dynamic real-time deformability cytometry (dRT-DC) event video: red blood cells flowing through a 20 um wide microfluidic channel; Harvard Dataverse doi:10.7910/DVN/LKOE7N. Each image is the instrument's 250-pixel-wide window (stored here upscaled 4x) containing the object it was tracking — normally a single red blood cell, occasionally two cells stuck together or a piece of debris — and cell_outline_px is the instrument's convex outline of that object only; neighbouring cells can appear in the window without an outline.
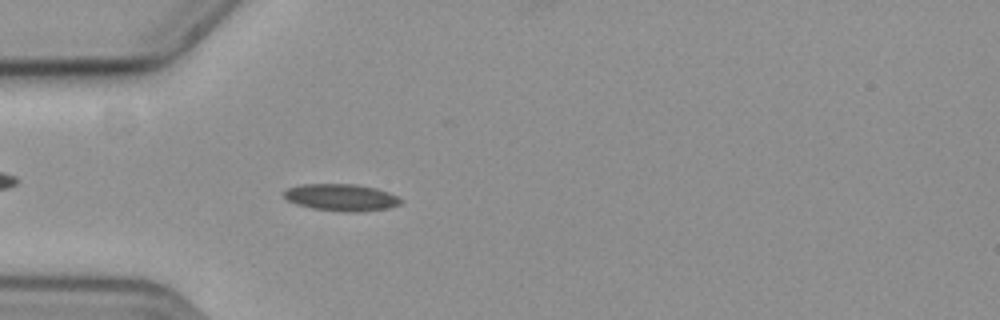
{"species": "common noctule bat (a hibernating species)", "species_latin": "Nyctalus noctula", "temperature_condition": "cold", "stored_images_in_passage": 58, "camera_frame_rate_fps": 3000, "um_per_image_px": 0.085, "animal": {"sex": "female", "body_mass_g": 19.3, "forearm_length_mm": 54.1}, "frame": {"image": 1, "passage_image": 17, "time_ms": 5.333, "image_size_px": [1000, 320], "cell_outline_px": [[404, 200], [400, 204], [388, 208], [364, 212], [344, 212], [312, 208], [296, 204], [288, 200], [280, 192], [288, 188], [304, 184], [356, 184], [376, 188], [388, 192]], "centroid_in_image_um": [29.01, 16.79], "position_along_channel_um": 56.0, "area_um2": 18.5}}
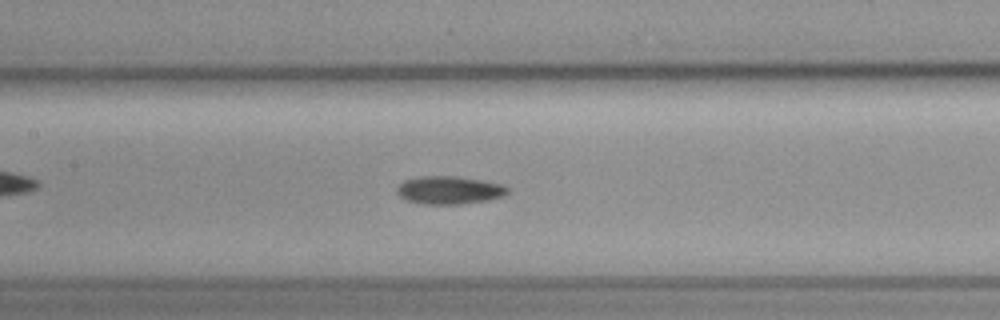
{"frame": {"image": 2, "passage_image": 27, "time_ms": 8.667, "image_size_px": [1000, 320], "cell_outline_px": [[508, 192], [504, 196], [488, 200], [460, 204], [420, 204], [404, 200], [396, 192], [396, 188], [404, 180], [424, 176], [452, 176], [484, 180], [504, 184], [508, 188]], "centroid_in_image_um": [38.19, 16.17], "position_along_channel_um": 169.2, "area_um2": 18.21}}
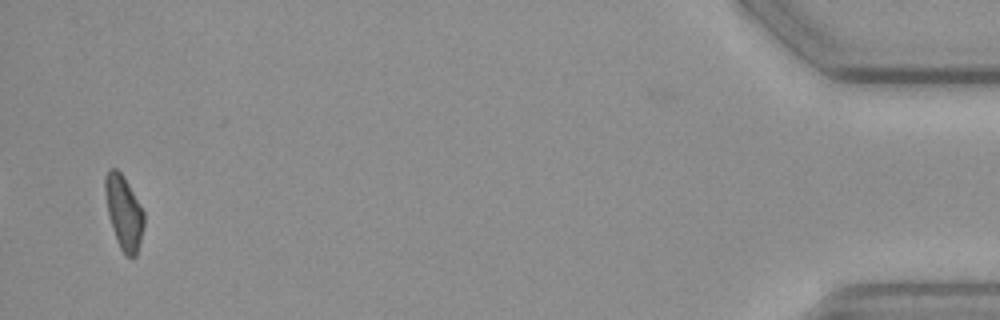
{"frame": {"image": 3, "passage_image": 56, "time_ms": 18.333, "image_size_px": [1000, 320], "cell_outline_px": [[144, 228], [136, 256], [132, 260], [124, 256], [116, 240], [108, 216], [104, 192], [104, 176], [108, 168], [116, 168], [124, 176], [140, 204], [144, 212]], "centroid_in_image_um": [10.51, 18.07], "position_along_channel_um": 424.7, "area_um2": 17.17}, "authors_computed_cell_mechanics": {"area_um2": 17.2822, "velocity_mm_per_s": 3.5884, "shape_relaxation_time_tau1_ms": 5.4344, "shape_relaxation_time_tau2_ms": null, "deformation_change_tau1": 0.1102, "deformation_change_tau2": null}}